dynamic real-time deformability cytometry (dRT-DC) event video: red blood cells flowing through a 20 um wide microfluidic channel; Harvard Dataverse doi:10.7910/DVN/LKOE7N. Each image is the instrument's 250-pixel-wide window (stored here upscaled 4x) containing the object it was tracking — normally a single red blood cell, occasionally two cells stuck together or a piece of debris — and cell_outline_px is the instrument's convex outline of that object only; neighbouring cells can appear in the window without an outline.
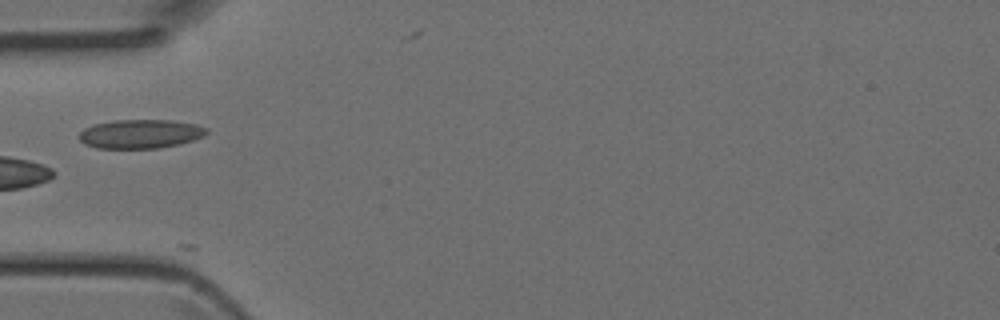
{"species": "Egyptian fruit bat (a non-hibernating species)", "species_latin": "Rousettus aegyptiacus", "temperature_condition": "room temperature", "stored_images_in_passage": 3, "camera_frame_rate_fps": 3000, "um_per_image_px": 0.085, "animal": {"sex": "female"}, "frame": {"image": 1, "passage_image": 3, "time_ms": 0.667, "image_size_px": [1000, 320], "cell_outline_px": [[208, 132], [204, 136], [180, 144], [160, 148], [96, 148], [84, 144], [80, 140], [80, 132], [84, 128], [96, 124], [112, 120], [172, 120], [196, 124], [208, 128]], "centroid_in_image_um": [11.96, 11.38], "position_along_channel_um": 73.0, "area_um2": 21.56}}